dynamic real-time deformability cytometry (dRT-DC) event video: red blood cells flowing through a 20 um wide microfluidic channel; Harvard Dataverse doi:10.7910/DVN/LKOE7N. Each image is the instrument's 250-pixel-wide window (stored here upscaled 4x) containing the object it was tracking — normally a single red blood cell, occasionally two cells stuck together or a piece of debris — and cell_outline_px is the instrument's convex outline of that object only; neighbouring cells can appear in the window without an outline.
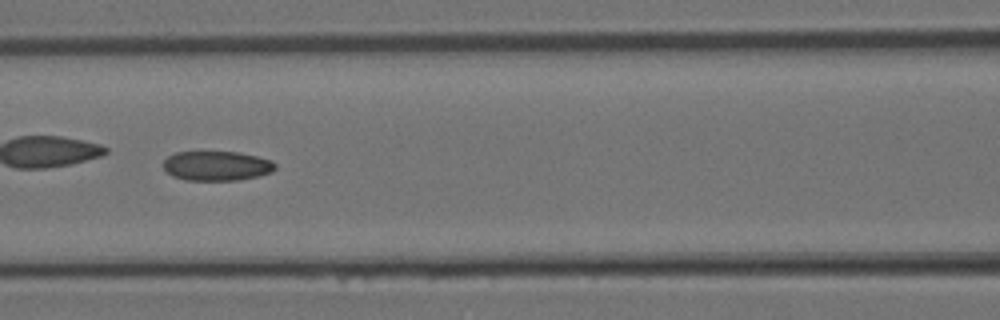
{"species": "Egyptian fruit bat (a non-hibernating species)", "species_latin": "Rousettus aegyptiacus", "temperature_condition": "room temperature", "stored_images_in_passage": 31, "camera_frame_rate_fps": 3000, "um_per_image_px": 0.085, "animal": {"sex": "female"}, "frame": {"image": 1, "passage_image": 10, "time_ms": 3.0, "image_size_px": [1000, 320], "cell_outline_px": [[276, 168], [272, 172], [240, 180], [184, 180], [172, 176], [164, 168], [164, 160], [168, 156], [176, 152], [240, 152], [272, 160], [276, 164]], "centroid_in_image_um": [18.43, 14.1], "position_along_channel_um": 148.2, "area_um2": 19.31}}
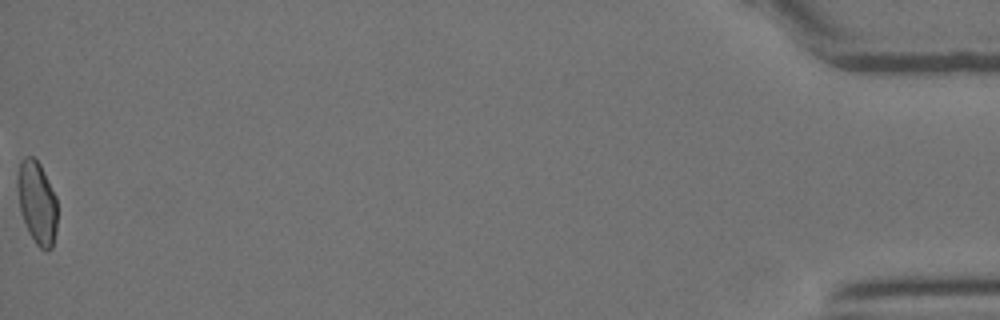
{"frame": {"image": 2, "passage_image": 31, "time_ms": 10.0, "image_size_px": [1000, 320], "cell_outline_px": [[56, 232], [52, 248], [48, 252], [40, 248], [36, 244], [28, 232], [20, 212], [16, 184], [16, 180], [20, 160], [28, 156], [32, 156], [40, 164], [56, 196]], "centroid_in_image_um": [3.13, 17.23], "position_along_channel_um": 432.1, "area_um2": 19.42}}